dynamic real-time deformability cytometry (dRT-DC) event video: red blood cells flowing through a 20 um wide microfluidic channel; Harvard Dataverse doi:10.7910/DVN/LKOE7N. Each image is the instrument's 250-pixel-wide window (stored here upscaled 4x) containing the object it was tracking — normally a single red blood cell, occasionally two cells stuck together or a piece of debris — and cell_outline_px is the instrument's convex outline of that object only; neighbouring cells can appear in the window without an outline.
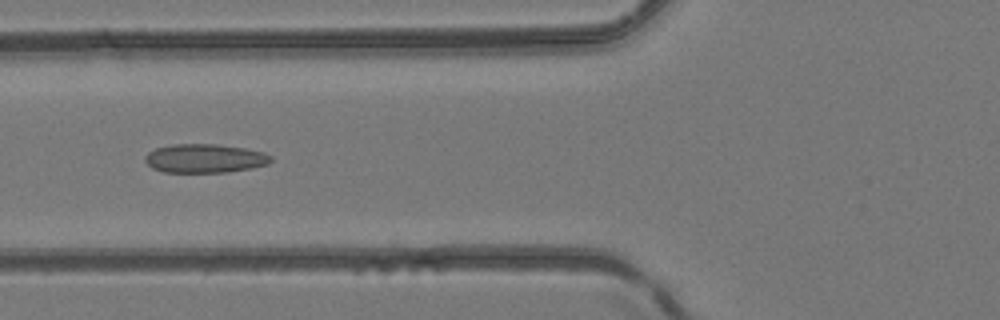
{"species": "common noctule bat (a hibernating species)", "species_latin": "Nyctalus noctula", "temperature_condition": "room temperature", "stored_images_in_passage": 6, "camera_frame_rate_fps": 3000, "um_per_image_px": 0.085, "animal": {"sex": "female", "body_mass_g": 24.6, "forearm_length_mm": 56.2}, "frame": {"image": 1, "passage_image": 5, "time_ms": 6.0, "image_size_px": [1000, 320], "cell_outline_px": [[272, 160], [268, 164], [252, 168], [228, 172], [164, 172], [152, 168], [144, 160], [144, 156], [148, 152], [156, 148], [172, 144], [216, 144], [244, 148], [264, 152], [272, 156]], "centroid_in_image_um": [17.41, 13.46], "position_along_channel_um": 108.4, "area_um2": 21.21}}
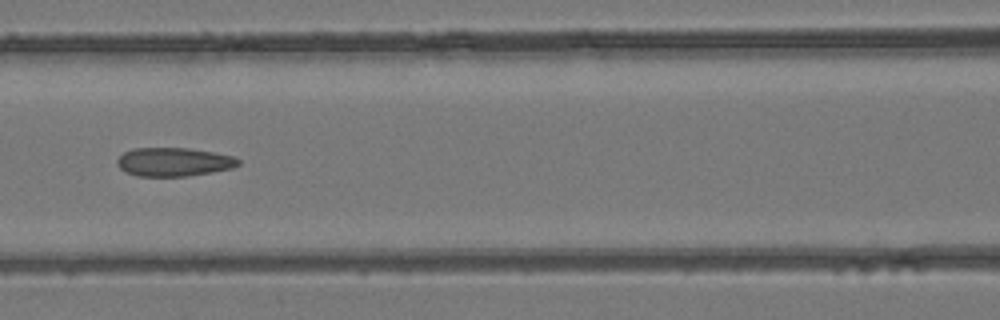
{"frame": {"image": 2, "passage_image": 6, "time_ms": 7.0, "image_size_px": [1000, 320], "cell_outline_px": [[240, 164], [232, 168], [212, 172], [188, 176], [136, 176], [124, 172], [116, 164], [116, 160], [124, 152], [132, 148], [188, 148], [212, 152], [232, 156], [240, 160]], "centroid_in_image_um": [14.73, 13.77], "position_along_channel_um": 151.9, "area_um2": 20.29}}